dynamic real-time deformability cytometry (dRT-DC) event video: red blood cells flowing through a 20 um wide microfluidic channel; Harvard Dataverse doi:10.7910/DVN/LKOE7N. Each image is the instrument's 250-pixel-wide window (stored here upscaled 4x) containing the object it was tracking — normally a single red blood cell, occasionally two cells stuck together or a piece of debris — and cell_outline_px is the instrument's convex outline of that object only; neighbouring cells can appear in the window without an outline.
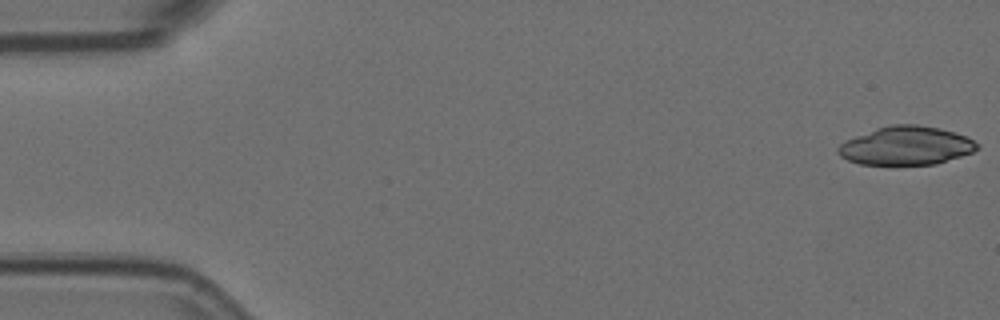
{"species": "Egyptian fruit bat (a non-hibernating species)", "species_latin": "Rousettus aegyptiacus", "temperature_condition": "room temperature", "stored_images_in_passage": 16, "camera_frame_rate_fps": 3000, "um_per_image_px": 0.085, "animal": {"sex": "female"}, "frame": {"image": 1, "passage_image": 1, "time_ms": 0.0, "image_size_px": [1000, 320], "cell_outline_px": [[980, 148], [972, 152], [936, 164], [860, 164], [848, 160], [840, 156], [836, 152], [836, 148], [844, 140], [876, 128], [892, 124], [916, 124], [940, 128], [956, 132], [968, 136], [980, 144]], "centroid_in_image_um": [77.03, 12.37], "position_along_channel_um": 8.0, "area_um2": 31.44}}
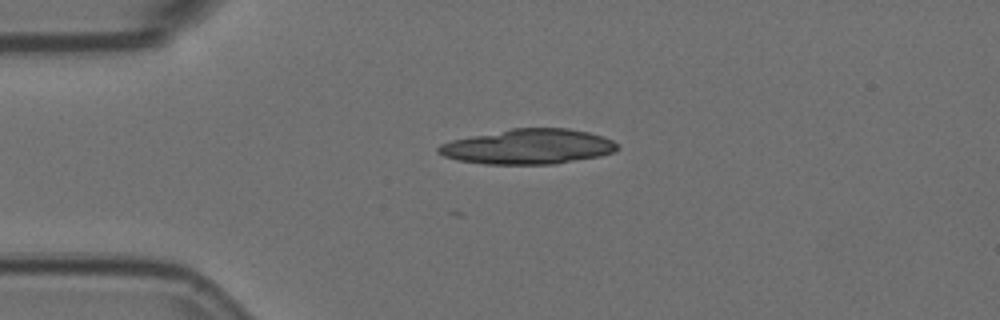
{"frame": {"image": 2, "passage_image": 13, "time_ms": 4.0, "image_size_px": [1000, 320], "cell_outline_px": [[620, 148], [612, 152], [600, 156], [552, 164], [484, 164], [460, 160], [444, 156], [436, 152], [436, 148], [440, 144], [452, 140], [512, 128], [568, 128], [588, 132], [604, 136], [612, 140]], "centroid_in_image_um": [44.9, 12.46], "position_along_channel_um": 40.1, "area_um2": 36.36}}